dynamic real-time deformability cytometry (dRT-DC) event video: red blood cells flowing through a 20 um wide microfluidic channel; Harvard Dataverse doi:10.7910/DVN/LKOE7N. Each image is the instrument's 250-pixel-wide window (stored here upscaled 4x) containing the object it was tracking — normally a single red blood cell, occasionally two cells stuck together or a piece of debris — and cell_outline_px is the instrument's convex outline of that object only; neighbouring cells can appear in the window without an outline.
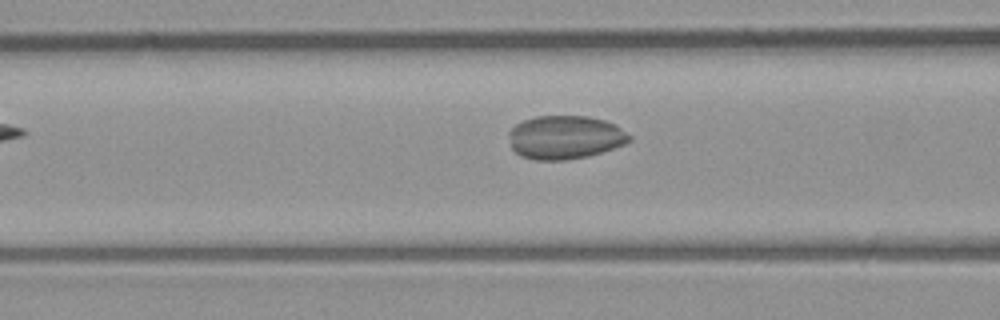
{"species": "common noctule bat (a hibernating species)", "species_latin": "Nyctalus noctula", "temperature_condition": "room temperature", "stored_images_in_passage": 6, "camera_frame_rate_fps": 3000, "um_per_image_px": 0.085, "animal": {"sex": "male", "body_mass_g": 23.1, "forearm_length_mm": 52.7}, "frame": {"image": 1, "passage_image": 5, "time_ms": 5.667, "image_size_px": [1000, 320], "cell_outline_px": [[632, 140], [624, 144], [588, 156], [564, 160], [532, 160], [520, 156], [512, 148], [508, 132], [516, 124], [524, 120], [536, 116], [588, 116], [604, 120], [616, 124], [632, 136]], "centroid_in_image_um": [48.03, 11.67], "position_along_channel_um": 118.6, "area_um2": 30.63}}
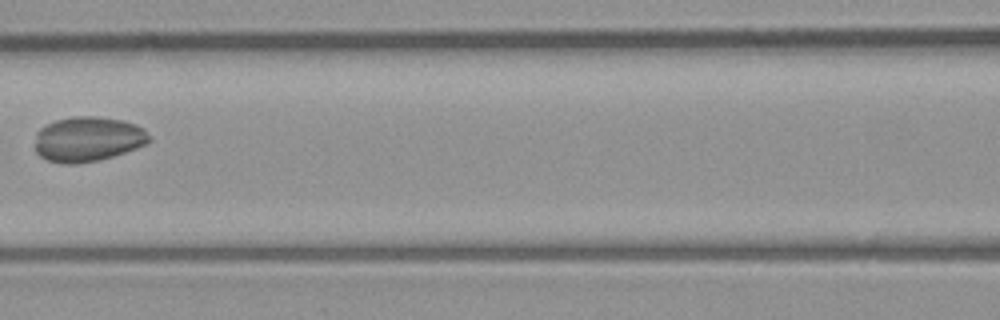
{"frame": {"image": 2, "passage_image": 6, "time_ms": 6.667, "image_size_px": [1000, 320], "cell_outline_px": [[152, 140], [136, 148], [100, 160], [76, 164], [64, 164], [48, 160], [40, 156], [36, 152], [36, 132], [40, 128], [56, 120], [72, 116], [96, 116], [124, 120], [136, 124], [144, 128], [152, 136]], "centroid_in_image_um": [7.5, 11.82], "position_along_channel_um": 159.1, "area_um2": 30.11}}